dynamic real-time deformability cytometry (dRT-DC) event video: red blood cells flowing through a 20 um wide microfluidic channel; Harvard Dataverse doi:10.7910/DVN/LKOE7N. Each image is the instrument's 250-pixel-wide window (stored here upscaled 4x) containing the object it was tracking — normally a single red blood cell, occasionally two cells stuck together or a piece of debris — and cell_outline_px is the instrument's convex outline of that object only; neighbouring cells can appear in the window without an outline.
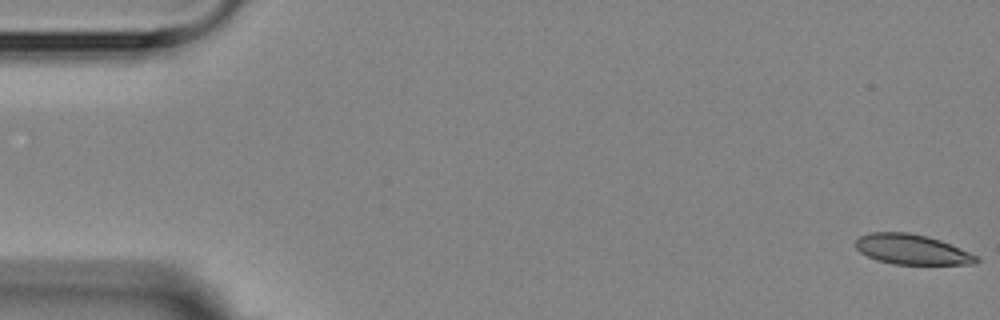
{"species": "Egyptian fruit bat (a non-hibernating species)", "species_latin": "Rousettus aegyptiacus", "temperature_condition": "room temperature", "stored_images_in_passage": 9, "camera_frame_rate_fps": 3000, "um_per_image_px": 0.085, "animal": {"sex": "female"}, "frame": {"image": 1, "passage_image": 1, "time_ms": 0.0, "image_size_px": [1000, 320], "cell_outline_px": [[980, 260], [976, 264], [892, 264], [876, 260], [860, 252], [856, 248], [856, 240], [860, 236], [868, 232], [908, 232], [928, 236], [940, 240], [960, 248], [976, 256]], "centroid_in_image_um": [77.49, 21.2], "position_along_channel_um": 7.5, "area_um2": 21.15}}
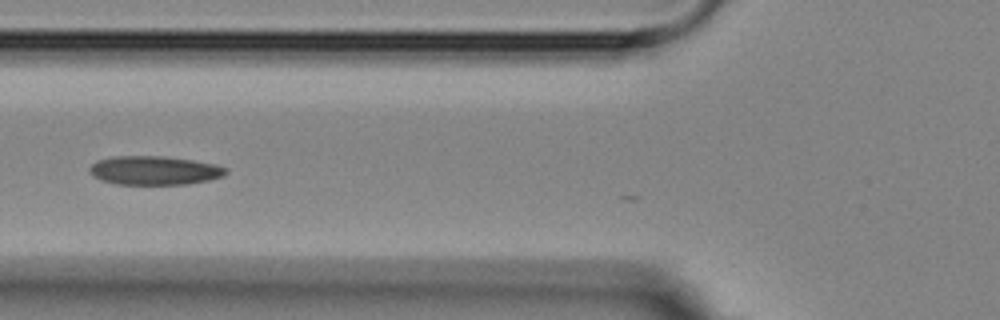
{"frame": {"image": 2, "passage_image": 6, "time_ms": 6.667, "image_size_px": [1000, 320], "cell_outline_px": [[228, 172], [224, 176], [208, 180], [188, 184], [116, 184], [100, 180], [92, 176], [88, 172], [88, 168], [96, 160], [112, 156], [164, 156], [192, 160], [216, 164], [228, 168]], "centroid_in_image_um": [13.1, 14.48], "position_along_channel_um": 112.7, "area_um2": 23.18}}
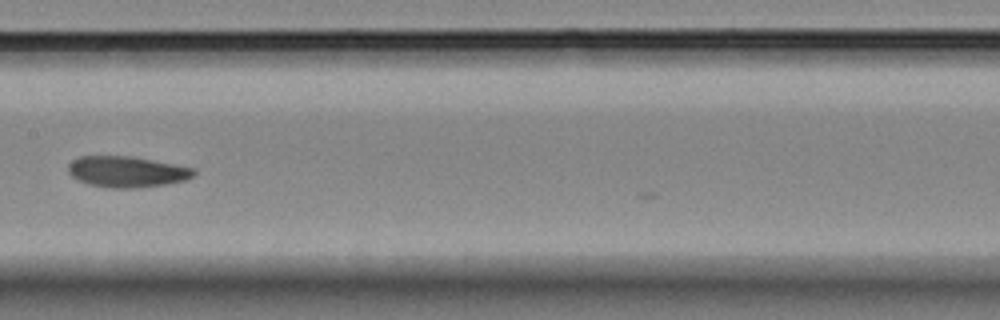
{"frame": {"image": 3, "passage_image": 8, "time_ms": 9.0, "image_size_px": [1000, 320], "cell_outline_px": [[196, 172], [192, 176], [184, 180], [164, 184], [136, 188], [108, 188], [88, 184], [76, 180], [68, 172], [68, 164], [72, 160], [80, 156], [132, 156], [192, 168]], "centroid_in_image_um": [10.7, 14.6], "position_along_channel_um": 196.7, "area_um2": 22.54}}